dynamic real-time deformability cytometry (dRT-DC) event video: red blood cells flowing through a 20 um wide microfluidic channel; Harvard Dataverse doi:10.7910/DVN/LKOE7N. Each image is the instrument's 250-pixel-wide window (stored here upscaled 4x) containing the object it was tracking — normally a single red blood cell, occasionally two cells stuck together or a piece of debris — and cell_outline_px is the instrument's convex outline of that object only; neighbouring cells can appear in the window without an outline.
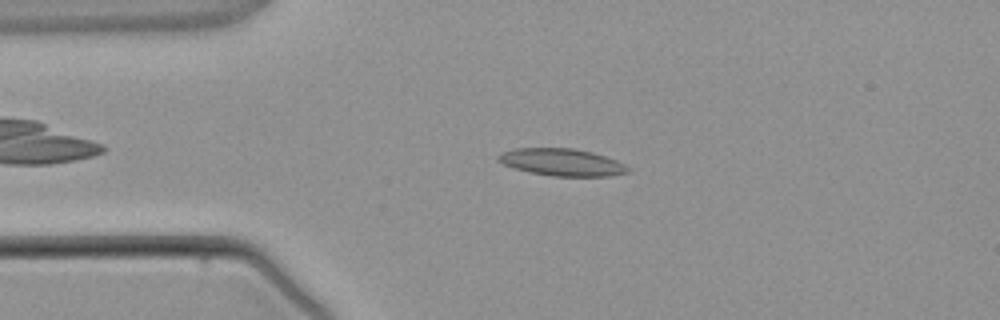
{"species": "common noctule bat (a hibernating species)", "species_latin": "Nyctalus noctula", "temperature_condition": "warm", "stored_images_in_passage": 6, "camera_frame_rate_fps": 3000, "um_per_image_px": 0.085, "animal": {"sex": "male", "body_mass_g": 21.5, "forearm_length_mm": 52.0}, "frame": {"image": 1, "passage_image": 4, "time_ms": 4.0, "image_size_px": [1000, 320], "cell_outline_px": [[628, 172], [608, 176], [552, 176], [528, 172], [512, 168], [496, 160], [496, 156], [504, 152], [516, 148], [572, 148], [592, 152], [616, 160], [624, 164], [628, 168]], "centroid_in_image_um": [47.71, 13.79], "position_along_channel_um": 37.3, "area_um2": 20.46}}
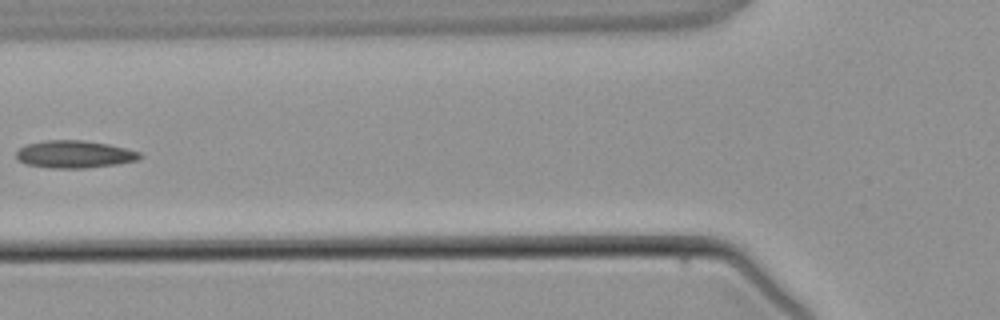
{"frame": {"image": 2, "passage_image": 6, "time_ms": 6.333, "image_size_px": [1000, 320], "cell_outline_px": [[144, 156], [136, 160], [116, 164], [84, 168], [52, 168], [28, 164], [16, 160], [16, 152], [20, 148], [28, 144], [44, 140], [84, 140], [108, 144], [140, 152]], "centroid_in_image_um": [6.32, 13.11], "position_along_channel_um": 119.5, "area_um2": 19.65}}